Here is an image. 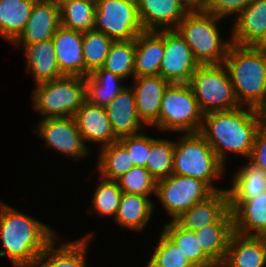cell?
Masks as SVG:
<instances>
[{
	"label": "cell",
	"mask_w": 266,
	"mask_h": 267,
	"mask_svg": "<svg viewBox=\"0 0 266 267\" xmlns=\"http://www.w3.org/2000/svg\"><path fill=\"white\" fill-rule=\"evenodd\" d=\"M104 108L111 123L113 133L118 139L145 131L146 125L138 116L136 98L131 86L125 87Z\"/></svg>",
	"instance_id": "15"
},
{
	"label": "cell",
	"mask_w": 266,
	"mask_h": 267,
	"mask_svg": "<svg viewBox=\"0 0 266 267\" xmlns=\"http://www.w3.org/2000/svg\"><path fill=\"white\" fill-rule=\"evenodd\" d=\"M183 135L178 142L174 141L173 174L201 180L214 192L226 190L213 184V181L222 178L224 172L226 173V166L218 159L208 142L199 132Z\"/></svg>",
	"instance_id": "5"
},
{
	"label": "cell",
	"mask_w": 266,
	"mask_h": 267,
	"mask_svg": "<svg viewBox=\"0 0 266 267\" xmlns=\"http://www.w3.org/2000/svg\"><path fill=\"white\" fill-rule=\"evenodd\" d=\"M229 209L227 190L214 192L205 201L194 204L175 221L184 229L197 231L214 224Z\"/></svg>",
	"instance_id": "24"
},
{
	"label": "cell",
	"mask_w": 266,
	"mask_h": 267,
	"mask_svg": "<svg viewBox=\"0 0 266 267\" xmlns=\"http://www.w3.org/2000/svg\"><path fill=\"white\" fill-rule=\"evenodd\" d=\"M266 236H245L233 233L227 254L220 267H265Z\"/></svg>",
	"instance_id": "20"
},
{
	"label": "cell",
	"mask_w": 266,
	"mask_h": 267,
	"mask_svg": "<svg viewBox=\"0 0 266 267\" xmlns=\"http://www.w3.org/2000/svg\"><path fill=\"white\" fill-rule=\"evenodd\" d=\"M98 149L95 170H98L100 177L116 181L134 167L128 151L119 142Z\"/></svg>",
	"instance_id": "32"
},
{
	"label": "cell",
	"mask_w": 266,
	"mask_h": 267,
	"mask_svg": "<svg viewBox=\"0 0 266 267\" xmlns=\"http://www.w3.org/2000/svg\"><path fill=\"white\" fill-rule=\"evenodd\" d=\"M248 163L266 172V129H258L254 145L247 159Z\"/></svg>",
	"instance_id": "42"
},
{
	"label": "cell",
	"mask_w": 266,
	"mask_h": 267,
	"mask_svg": "<svg viewBox=\"0 0 266 267\" xmlns=\"http://www.w3.org/2000/svg\"><path fill=\"white\" fill-rule=\"evenodd\" d=\"M36 0H0V37L10 44L23 31Z\"/></svg>",
	"instance_id": "29"
},
{
	"label": "cell",
	"mask_w": 266,
	"mask_h": 267,
	"mask_svg": "<svg viewBox=\"0 0 266 267\" xmlns=\"http://www.w3.org/2000/svg\"><path fill=\"white\" fill-rule=\"evenodd\" d=\"M235 172L227 188L229 210L232 212L241 202L259 197L266 191V172L248 162Z\"/></svg>",
	"instance_id": "25"
},
{
	"label": "cell",
	"mask_w": 266,
	"mask_h": 267,
	"mask_svg": "<svg viewBox=\"0 0 266 267\" xmlns=\"http://www.w3.org/2000/svg\"><path fill=\"white\" fill-rule=\"evenodd\" d=\"M132 80L138 116L146 126L152 127L159 119L163 93L170 83L160 75L139 76Z\"/></svg>",
	"instance_id": "16"
},
{
	"label": "cell",
	"mask_w": 266,
	"mask_h": 267,
	"mask_svg": "<svg viewBox=\"0 0 266 267\" xmlns=\"http://www.w3.org/2000/svg\"><path fill=\"white\" fill-rule=\"evenodd\" d=\"M174 141L157 138L150 147L146 170L158 181L173 174Z\"/></svg>",
	"instance_id": "37"
},
{
	"label": "cell",
	"mask_w": 266,
	"mask_h": 267,
	"mask_svg": "<svg viewBox=\"0 0 266 267\" xmlns=\"http://www.w3.org/2000/svg\"><path fill=\"white\" fill-rule=\"evenodd\" d=\"M134 61L135 39L114 41L101 68L126 80L130 76L135 77Z\"/></svg>",
	"instance_id": "34"
},
{
	"label": "cell",
	"mask_w": 266,
	"mask_h": 267,
	"mask_svg": "<svg viewBox=\"0 0 266 267\" xmlns=\"http://www.w3.org/2000/svg\"><path fill=\"white\" fill-rule=\"evenodd\" d=\"M188 84L203 115L240 107L223 63L199 65Z\"/></svg>",
	"instance_id": "8"
},
{
	"label": "cell",
	"mask_w": 266,
	"mask_h": 267,
	"mask_svg": "<svg viewBox=\"0 0 266 267\" xmlns=\"http://www.w3.org/2000/svg\"><path fill=\"white\" fill-rule=\"evenodd\" d=\"M124 80L111 71L95 70L85 77L87 101L96 106H107L126 87L121 83Z\"/></svg>",
	"instance_id": "31"
},
{
	"label": "cell",
	"mask_w": 266,
	"mask_h": 267,
	"mask_svg": "<svg viewBox=\"0 0 266 267\" xmlns=\"http://www.w3.org/2000/svg\"><path fill=\"white\" fill-rule=\"evenodd\" d=\"M144 31L175 30L188 12L176 0H137Z\"/></svg>",
	"instance_id": "17"
},
{
	"label": "cell",
	"mask_w": 266,
	"mask_h": 267,
	"mask_svg": "<svg viewBox=\"0 0 266 267\" xmlns=\"http://www.w3.org/2000/svg\"><path fill=\"white\" fill-rule=\"evenodd\" d=\"M57 238L52 227L0 202V257L8 255L15 267H33L37 258Z\"/></svg>",
	"instance_id": "1"
},
{
	"label": "cell",
	"mask_w": 266,
	"mask_h": 267,
	"mask_svg": "<svg viewBox=\"0 0 266 267\" xmlns=\"http://www.w3.org/2000/svg\"><path fill=\"white\" fill-rule=\"evenodd\" d=\"M254 47L266 51V31Z\"/></svg>",
	"instance_id": "45"
},
{
	"label": "cell",
	"mask_w": 266,
	"mask_h": 267,
	"mask_svg": "<svg viewBox=\"0 0 266 267\" xmlns=\"http://www.w3.org/2000/svg\"><path fill=\"white\" fill-rule=\"evenodd\" d=\"M232 43L254 46L266 31V0H253L233 21Z\"/></svg>",
	"instance_id": "19"
},
{
	"label": "cell",
	"mask_w": 266,
	"mask_h": 267,
	"mask_svg": "<svg viewBox=\"0 0 266 267\" xmlns=\"http://www.w3.org/2000/svg\"><path fill=\"white\" fill-rule=\"evenodd\" d=\"M34 132L44 140L45 147L82 160L90 149L85 145L74 117L45 118L38 121Z\"/></svg>",
	"instance_id": "11"
},
{
	"label": "cell",
	"mask_w": 266,
	"mask_h": 267,
	"mask_svg": "<svg viewBox=\"0 0 266 267\" xmlns=\"http://www.w3.org/2000/svg\"><path fill=\"white\" fill-rule=\"evenodd\" d=\"M252 1L253 0H209L203 10L222 19L230 15L235 18Z\"/></svg>",
	"instance_id": "41"
},
{
	"label": "cell",
	"mask_w": 266,
	"mask_h": 267,
	"mask_svg": "<svg viewBox=\"0 0 266 267\" xmlns=\"http://www.w3.org/2000/svg\"><path fill=\"white\" fill-rule=\"evenodd\" d=\"M82 38L86 77L102 67L114 41L106 34L94 29L82 33Z\"/></svg>",
	"instance_id": "36"
},
{
	"label": "cell",
	"mask_w": 266,
	"mask_h": 267,
	"mask_svg": "<svg viewBox=\"0 0 266 267\" xmlns=\"http://www.w3.org/2000/svg\"><path fill=\"white\" fill-rule=\"evenodd\" d=\"M45 2H49L53 5L61 7L65 2L71 1V0H42Z\"/></svg>",
	"instance_id": "47"
},
{
	"label": "cell",
	"mask_w": 266,
	"mask_h": 267,
	"mask_svg": "<svg viewBox=\"0 0 266 267\" xmlns=\"http://www.w3.org/2000/svg\"><path fill=\"white\" fill-rule=\"evenodd\" d=\"M162 232L177 246L194 267H218L202 250L195 231L181 227L176 221L164 223Z\"/></svg>",
	"instance_id": "30"
},
{
	"label": "cell",
	"mask_w": 266,
	"mask_h": 267,
	"mask_svg": "<svg viewBox=\"0 0 266 267\" xmlns=\"http://www.w3.org/2000/svg\"><path fill=\"white\" fill-rule=\"evenodd\" d=\"M149 196L123 193L114 220L121 228L142 231L154 212Z\"/></svg>",
	"instance_id": "28"
},
{
	"label": "cell",
	"mask_w": 266,
	"mask_h": 267,
	"mask_svg": "<svg viewBox=\"0 0 266 267\" xmlns=\"http://www.w3.org/2000/svg\"><path fill=\"white\" fill-rule=\"evenodd\" d=\"M31 98L33 108L45 118L74 117L87 101L85 78L62 76L35 84Z\"/></svg>",
	"instance_id": "6"
},
{
	"label": "cell",
	"mask_w": 266,
	"mask_h": 267,
	"mask_svg": "<svg viewBox=\"0 0 266 267\" xmlns=\"http://www.w3.org/2000/svg\"><path fill=\"white\" fill-rule=\"evenodd\" d=\"M74 119L86 146L90 141L100 144L99 148H102L119 140L113 133L104 107L86 101L76 111Z\"/></svg>",
	"instance_id": "18"
},
{
	"label": "cell",
	"mask_w": 266,
	"mask_h": 267,
	"mask_svg": "<svg viewBox=\"0 0 266 267\" xmlns=\"http://www.w3.org/2000/svg\"><path fill=\"white\" fill-rule=\"evenodd\" d=\"M195 232L203 252L220 267L234 233L232 212L228 209L214 224L206 225Z\"/></svg>",
	"instance_id": "23"
},
{
	"label": "cell",
	"mask_w": 266,
	"mask_h": 267,
	"mask_svg": "<svg viewBox=\"0 0 266 267\" xmlns=\"http://www.w3.org/2000/svg\"><path fill=\"white\" fill-rule=\"evenodd\" d=\"M259 127L266 129V99L262 101L256 108Z\"/></svg>",
	"instance_id": "43"
},
{
	"label": "cell",
	"mask_w": 266,
	"mask_h": 267,
	"mask_svg": "<svg viewBox=\"0 0 266 267\" xmlns=\"http://www.w3.org/2000/svg\"><path fill=\"white\" fill-rule=\"evenodd\" d=\"M26 57V68L35 84L55 80L64 76L57 64L52 39L23 47Z\"/></svg>",
	"instance_id": "26"
},
{
	"label": "cell",
	"mask_w": 266,
	"mask_h": 267,
	"mask_svg": "<svg viewBox=\"0 0 266 267\" xmlns=\"http://www.w3.org/2000/svg\"><path fill=\"white\" fill-rule=\"evenodd\" d=\"M180 3L187 11H196L199 8L191 0H176Z\"/></svg>",
	"instance_id": "44"
},
{
	"label": "cell",
	"mask_w": 266,
	"mask_h": 267,
	"mask_svg": "<svg viewBox=\"0 0 266 267\" xmlns=\"http://www.w3.org/2000/svg\"><path fill=\"white\" fill-rule=\"evenodd\" d=\"M147 267H194L186 256L163 232L150 256Z\"/></svg>",
	"instance_id": "38"
},
{
	"label": "cell",
	"mask_w": 266,
	"mask_h": 267,
	"mask_svg": "<svg viewBox=\"0 0 266 267\" xmlns=\"http://www.w3.org/2000/svg\"><path fill=\"white\" fill-rule=\"evenodd\" d=\"M95 0H71L60 7L61 26L79 32L94 28Z\"/></svg>",
	"instance_id": "33"
},
{
	"label": "cell",
	"mask_w": 266,
	"mask_h": 267,
	"mask_svg": "<svg viewBox=\"0 0 266 267\" xmlns=\"http://www.w3.org/2000/svg\"><path fill=\"white\" fill-rule=\"evenodd\" d=\"M203 114L188 83H170L162 97L159 119L152 125L160 132L195 133Z\"/></svg>",
	"instance_id": "7"
},
{
	"label": "cell",
	"mask_w": 266,
	"mask_h": 267,
	"mask_svg": "<svg viewBox=\"0 0 266 267\" xmlns=\"http://www.w3.org/2000/svg\"><path fill=\"white\" fill-rule=\"evenodd\" d=\"M60 26V7L36 0L25 28L11 45L17 48L49 40Z\"/></svg>",
	"instance_id": "13"
},
{
	"label": "cell",
	"mask_w": 266,
	"mask_h": 267,
	"mask_svg": "<svg viewBox=\"0 0 266 267\" xmlns=\"http://www.w3.org/2000/svg\"><path fill=\"white\" fill-rule=\"evenodd\" d=\"M51 39L61 73L85 78L82 32L60 26Z\"/></svg>",
	"instance_id": "14"
},
{
	"label": "cell",
	"mask_w": 266,
	"mask_h": 267,
	"mask_svg": "<svg viewBox=\"0 0 266 267\" xmlns=\"http://www.w3.org/2000/svg\"><path fill=\"white\" fill-rule=\"evenodd\" d=\"M164 57L159 75L169 83H188L199 63L176 30H164Z\"/></svg>",
	"instance_id": "12"
},
{
	"label": "cell",
	"mask_w": 266,
	"mask_h": 267,
	"mask_svg": "<svg viewBox=\"0 0 266 267\" xmlns=\"http://www.w3.org/2000/svg\"><path fill=\"white\" fill-rule=\"evenodd\" d=\"M223 64L240 106L255 109L266 99V51L232 43Z\"/></svg>",
	"instance_id": "3"
},
{
	"label": "cell",
	"mask_w": 266,
	"mask_h": 267,
	"mask_svg": "<svg viewBox=\"0 0 266 267\" xmlns=\"http://www.w3.org/2000/svg\"><path fill=\"white\" fill-rule=\"evenodd\" d=\"M94 30L106 34L113 41L134 40L144 31L137 0H95Z\"/></svg>",
	"instance_id": "9"
},
{
	"label": "cell",
	"mask_w": 266,
	"mask_h": 267,
	"mask_svg": "<svg viewBox=\"0 0 266 267\" xmlns=\"http://www.w3.org/2000/svg\"><path fill=\"white\" fill-rule=\"evenodd\" d=\"M92 233L56 246L57 238L37 258L33 267H86Z\"/></svg>",
	"instance_id": "21"
},
{
	"label": "cell",
	"mask_w": 266,
	"mask_h": 267,
	"mask_svg": "<svg viewBox=\"0 0 266 267\" xmlns=\"http://www.w3.org/2000/svg\"><path fill=\"white\" fill-rule=\"evenodd\" d=\"M199 9H203L209 0H191Z\"/></svg>",
	"instance_id": "46"
},
{
	"label": "cell",
	"mask_w": 266,
	"mask_h": 267,
	"mask_svg": "<svg viewBox=\"0 0 266 267\" xmlns=\"http://www.w3.org/2000/svg\"><path fill=\"white\" fill-rule=\"evenodd\" d=\"M234 232L245 236H266V191L241 202L233 211Z\"/></svg>",
	"instance_id": "27"
},
{
	"label": "cell",
	"mask_w": 266,
	"mask_h": 267,
	"mask_svg": "<svg viewBox=\"0 0 266 267\" xmlns=\"http://www.w3.org/2000/svg\"><path fill=\"white\" fill-rule=\"evenodd\" d=\"M221 20L203 9L188 11L175 29L199 65L222 64L227 56L232 40L221 38L217 26Z\"/></svg>",
	"instance_id": "4"
},
{
	"label": "cell",
	"mask_w": 266,
	"mask_h": 267,
	"mask_svg": "<svg viewBox=\"0 0 266 267\" xmlns=\"http://www.w3.org/2000/svg\"><path fill=\"white\" fill-rule=\"evenodd\" d=\"M164 50V30L141 32L135 38V77L159 75Z\"/></svg>",
	"instance_id": "22"
},
{
	"label": "cell",
	"mask_w": 266,
	"mask_h": 267,
	"mask_svg": "<svg viewBox=\"0 0 266 267\" xmlns=\"http://www.w3.org/2000/svg\"><path fill=\"white\" fill-rule=\"evenodd\" d=\"M93 192V197L88 213L97 214L102 217L115 218L123 192L120 190L117 181L107 180L102 177Z\"/></svg>",
	"instance_id": "35"
},
{
	"label": "cell",
	"mask_w": 266,
	"mask_h": 267,
	"mask_svg": "<svg viewBox=\"0 0 266 267\" xmlns=\"http://www.w3.org/2000/svg\"><path fill=\"white\" fill-rule=\"evenodd\" d=\"M214 191L203 181L184 175L171 174L158 180L156 195L163 208L175 221L194 204L205 201Z\"/></svg>",
	"instance_id": "10"
},
{
	"label": "cell",
	"mask_w": 266,
	"mask_h": 267,
	"mask_svg": "<svg viewBox=\"0 0 266 267\" xmlns=\"http://www.w3.org/2000/svg\"><path fill=\"white\" fill-rule=\"evenodd\" d=\"M259 122L256 110L240 106L233 110L203 115L199 133L211 146L218 159L226 166L228 154L235 153L248 159Z\"/></svg>",
	"instance_id": "2"
},
{
	"label": "cell",
	"mask_w": 266,
	"mask_h": 267,
	"mask_svg": "<svg viewBox=\"0 0 266 267\" xmlns=\"http://www.w3.org/2000/svg\"><path fill=\"white\" fill-rule=\"evenodd\" d=\"M156 139L157 138L146 135V133L142 131L136 135L121 137L118 142L128 151L134 166L146 168L151 144Z\"/></svg>",
	"instance_id": "40"
},
{
	"label": "cell",
	"mask_w": 266,
	"mask_h": 267,
	"mask_svg": "<svg viewBox=\"0 0 266 267\" xmlns=\"http://www.w3.org/2000/svg\"><path fill=\"white\" fill-rule=\"evenodd\" d=\"M116 181L123 193L156 195L157 180L145 167L134 166Z\"/></svg>",
	"instance_id": "39"
}]
</instances>
